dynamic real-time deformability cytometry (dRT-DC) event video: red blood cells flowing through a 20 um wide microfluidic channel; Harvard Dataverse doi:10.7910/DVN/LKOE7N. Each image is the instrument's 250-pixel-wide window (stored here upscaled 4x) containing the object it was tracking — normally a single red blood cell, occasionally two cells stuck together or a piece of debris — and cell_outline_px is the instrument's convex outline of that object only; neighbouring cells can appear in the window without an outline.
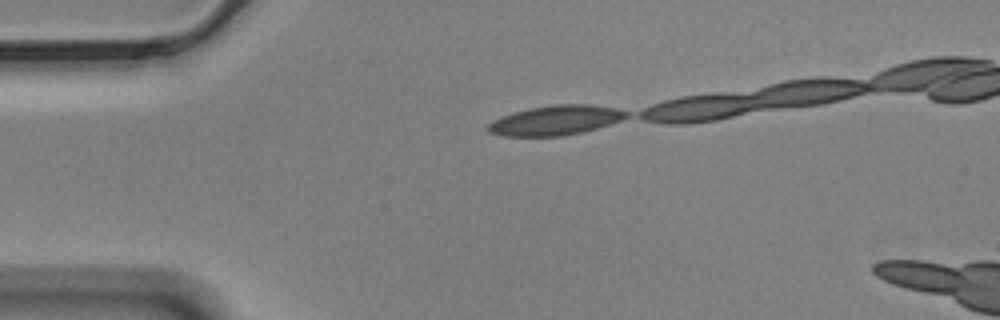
{"species": "Egyptian fruit bat (a non-hibernating species)", "species_latin": "Rousettus aegyptiacus", "temperature_condition": "cold", "stored_images_in_passage": 6, "camera_frame_rate_fps": 3000, "um_per_image_px": 0.085, "animal": {"sex": "male"}, "frame": {"image": 1, "passage_image": 1, "time_ms": 0.0, "image_size_px": [1000, 320], "cell_outline_px": [[628, 116], [620, 120], [596, 128], [580, 132], [560, 136], [504, 136], [488, 132], [488, 124], [492, 120], [528, 108], [556, 104], [588, 104], [616, 108], [628, 112]], "centroid_in_image_um": [47.21, 10.22], "position_along_channel_um": 37.8, "area_um2": 23.58}}